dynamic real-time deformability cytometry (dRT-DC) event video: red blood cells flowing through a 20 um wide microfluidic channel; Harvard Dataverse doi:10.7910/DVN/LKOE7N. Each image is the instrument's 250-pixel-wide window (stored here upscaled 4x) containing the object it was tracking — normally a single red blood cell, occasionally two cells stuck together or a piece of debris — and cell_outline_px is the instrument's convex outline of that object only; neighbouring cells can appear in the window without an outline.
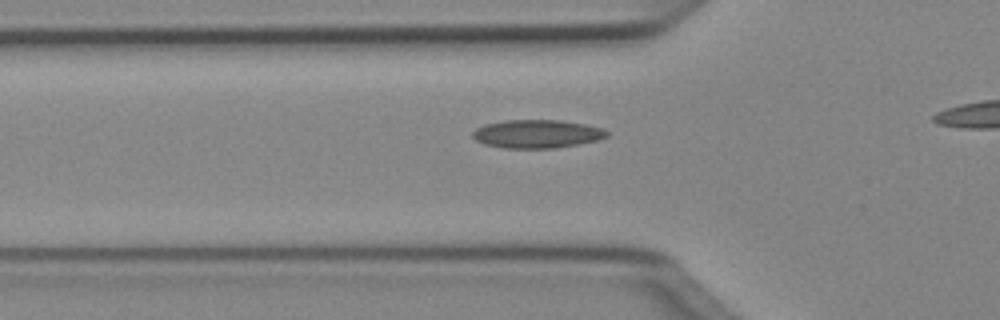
{"species": "Egyptian fruit bat (a non-hibernating species)", "species_latin": "Rousettus aegyptiacus", "temperature_condition": "cold", "stored_images_in_passage": 36, "camera_frame_rate_fps": 3000, "um_per_image_px": 0.085, "animal": {"sex": "female"}, "frame": {"image": 1, "passage_image": 12, "time_ms": 3.667, "image_size_px": [1000, 320], "cell_outline_px": [[608, 136], [596, 140], [580, 144], [556, 148], [504, 148], [484, 144], [476, 140], [472, 136], [472, 132], [476, 128], [484, 124], [504, 120], [560, 120], [584, 124], [604, 128], [608, 132]], "centroid_in_image_um": [45.63, 11.38], "position_along_channel_um": 80.2, "area_um2": 22.25}}
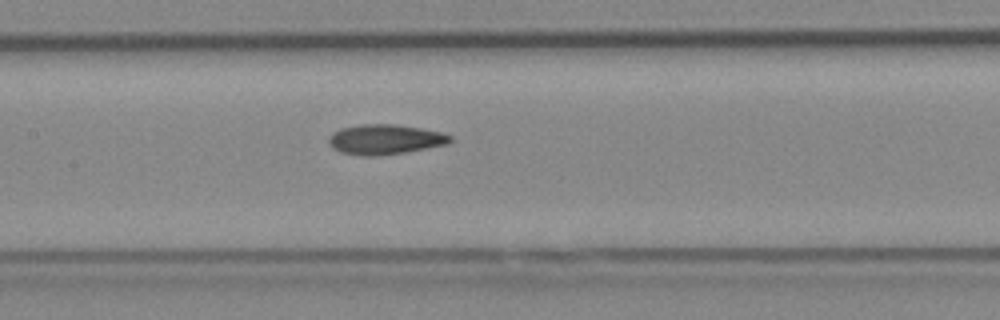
{"frame": {"image": 2, "passage_image": 19, "time_ms": 6.0, "image_size_px": [1000, 320], "cell_outline_px": [[452, 140], [448, 144], [404, 152], [376, 156], [364, 156], [340, 152], [332, 148], [328, 140], [328, 136], [332, 132], [340, 128], [364, 124], [392, 124], [420, 128], [444, 132], [452, 136]], "centroid_in_image_um": [32.71, 11.84], "position_along_channel_um": 174.7, "area_um2": 21.27}}
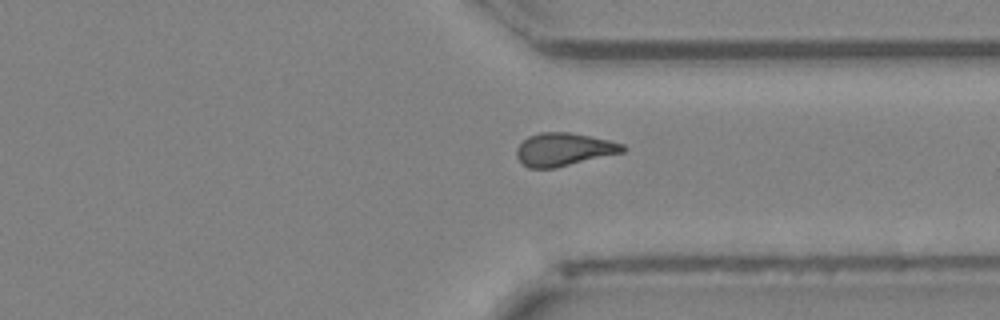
{"frame": {"image": 3, "passage_image": 33, "time_ms": 10.667, "image_size_px": [1000, 320], "cell_outline_px": [[628, 148], [624, 152], [556, 168], [528, 168], [516, 156], [516, 148], [528, 136], [540, 132], [568, 132], [608, 140], [624, 144]], "centroid_in_image_um": [47.93, 12.7], "position_along_channel_um": 363.5, "area_um2": 20.4}}